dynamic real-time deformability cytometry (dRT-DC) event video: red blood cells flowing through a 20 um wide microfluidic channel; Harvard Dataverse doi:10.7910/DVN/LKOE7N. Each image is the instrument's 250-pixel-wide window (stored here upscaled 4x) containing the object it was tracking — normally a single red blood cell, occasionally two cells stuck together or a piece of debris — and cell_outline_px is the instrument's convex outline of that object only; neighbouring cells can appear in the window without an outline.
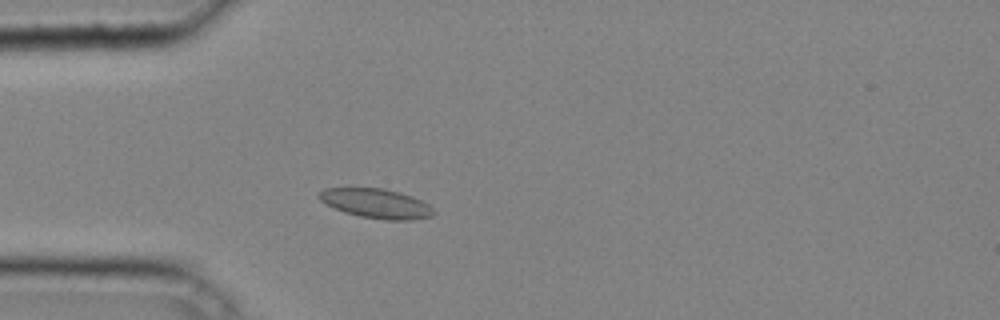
{"species": "common noctule bat (a hibernating species)", "species_latin": "Nyctalus noctula", "temperature_condition": "cold", "stored_images_in_passage": 37, "camera_frame_rate_fps": 3000, "um_per_image_px": 0.085, "animal": {"sex": "male", "body_mass_g": 20.4}, "frame": {"image": 1, "passage_image": 8, "time_ms": 2.333, "image_size_px": [1000, 320], "cell_outline_px": [[436, 212], [432, 216], [412, 220], [384, 220], [360, 216], [344, 212], [320, 200], [316, 196], [324, 188], [384, 188], [400, 192], [412, 196], [428, 204]], "centroid_in_image_um": [32.0, 17.29], "position_along_channel_um": 53.0, "area_um2": 19.65}}
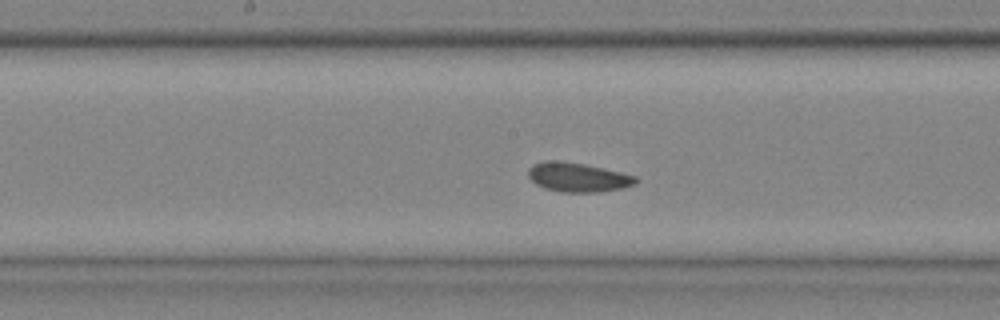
{"frame": {"image": 2, "passage_image": 18, "time_ms": 5.667, "image_size_px": [1000, 320], "cell_outline_px": [[640, 180], [636, 184], [620, 188], [600, 192], [560, 192], [544, 188], [536, 184], [528, 176], [528, 168], [532, 164], [544, 160], [560, 160], [584, 164], [604, 168], [636, 176]], "centroid_in_image_um": [49.1, 15.06], "position_along_channel_um": 199.1, "area_um2": 18.5}}
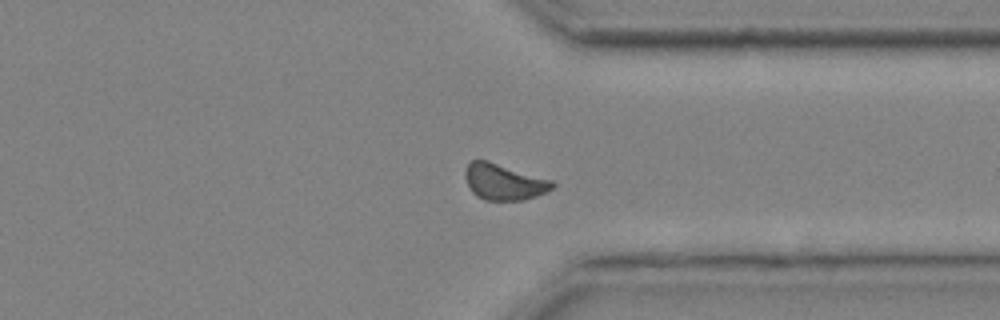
{"frame": {"image": 3, "passage_image": 29, "time_ms": 9.333, "image_size_px": [1000, 320], "cell_outline_px": [[556, 184], [552, 188], [536, 196], [524, 200], [484, 200], [476, 196], [472, 192], [464, 176], [464, 172], [468, 164], [472, 160], [488, 160], [552, 180]], "centroid_in_image_um": [42.81, 15.46], "position_along_channel_um": 368.6, "area_um2": 18.32}}